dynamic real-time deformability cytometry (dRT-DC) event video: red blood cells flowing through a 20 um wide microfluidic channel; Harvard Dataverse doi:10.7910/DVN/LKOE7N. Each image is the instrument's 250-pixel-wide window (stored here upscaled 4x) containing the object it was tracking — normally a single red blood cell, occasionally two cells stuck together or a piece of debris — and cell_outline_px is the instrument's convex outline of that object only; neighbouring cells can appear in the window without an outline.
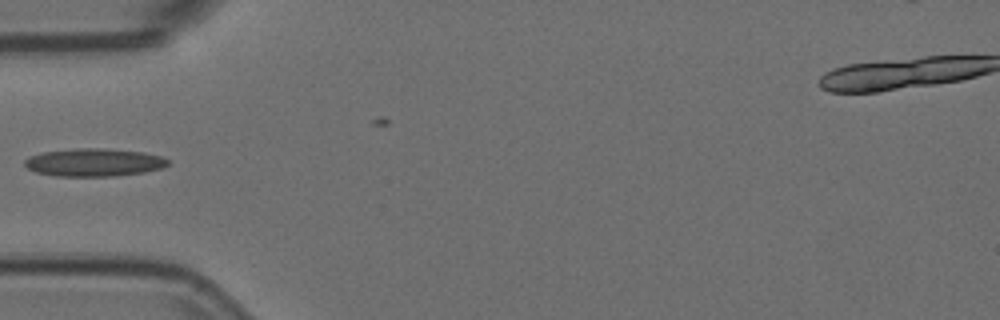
{"species": "Egyptian fruit bat (a non-hibernating species)", "species_latin": "Rousettus aegyptiacus", "temperature_condition": "room temperature", "stored_images_in_passage": 26, "camera_frame_rate_fps": 3000, "um_per_image_px": 0.085, "animal": {"sex": "female"}, "frame": {"image": 1, "passage_image": 1, "time_ms": 0.0, "image_size_px": [1000, 320], "cell_outline_px": [[168, 164], [160, 168], [144, 172], [116, 176], [56, 176], [36, 172], [28, 168], [24, 164], [24, 160], [28, 156], [40, 152], [76, 148], [104, 148], [144, 152], [160, 156], [168, 160]], "centroid_in_image_um": [7.94, 13.8], "position_along_channel_um": 77.1, "area_um2": 23.35}}
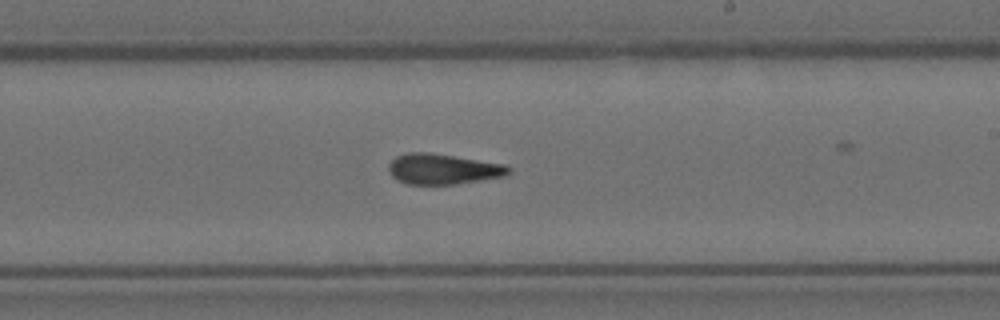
{"frame": {"image": 2, "passage_image": 15, "time_ms": 4.667, "image_size_px": [1000, 320], "cell_outline_px": [[512, 168], [504, 176], [456, 184], [408, 184], [392, 176], [388, 172], [388, 164], [396, 156], [408, 152], [428, 152], [508, 164]], "centroid_in_image_um": [37.66, 14.35], "position_along_channel_um": 251.3, "area_um2": 21.33}}
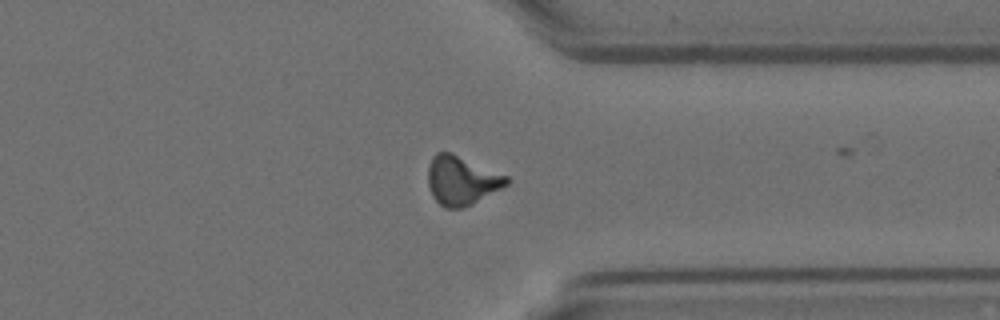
{"frame": {"image": 3, "passage_image": 25, "time_ms": 8.0, "image_size_px": [1000, 320], "cell_outline_px": [[508, 184], [472, 204], [464, 208], [444, 208], [432, 196], [428, 184], [428, 168], [432, 156], [436, 152], [452, 152], [508, 176]], "centroid_in_image_um": [39.21, 15.33], "position_along_channel_um": 372.2, "area_um2": 22.37}}